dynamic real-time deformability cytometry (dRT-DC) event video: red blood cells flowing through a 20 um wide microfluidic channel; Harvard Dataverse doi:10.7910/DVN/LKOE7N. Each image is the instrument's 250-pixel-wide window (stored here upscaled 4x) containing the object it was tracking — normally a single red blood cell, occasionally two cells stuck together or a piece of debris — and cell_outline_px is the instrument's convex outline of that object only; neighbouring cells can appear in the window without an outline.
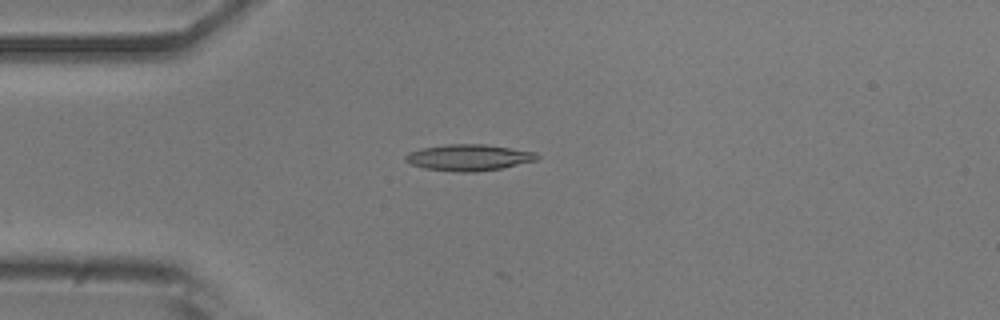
{"species": "common noctule bat (a hibernating species)", "species_latin": "Nyctalus noctula", "temperature_condition": "room temperature", "stored_images_in_passage": 7, "camera_frame_rate_fps": 3000, "um_per_image_px": 0.085, "animal": {"sex": "male", "body_mass_g": 20.5, "forearm_length_mm": 52.5}, "frame": {"image": 1, "passage_image": 1, "time_ms": 0.0, "image_size_px": [1000, 320], "cell_outline_px": [[540, 156], [536, 160], [500, 168], [476, 172], [456, 172], [424, 168], [412, 164], [404, 160], [404, 156], [408, 152], [420, 148], [448, 144], [484, 144], [536, 152]], "centroid_in_image_um": [39.8, 13.38], "position_along_channel_um": 45.2, "area_um2": 20.11}}
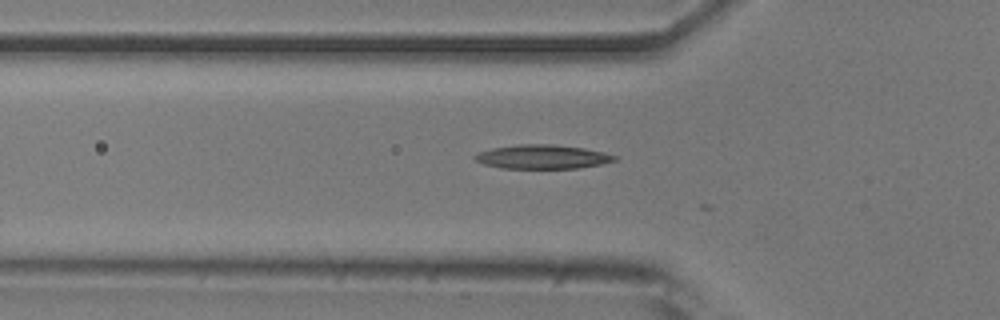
{"frame": {"image": 2, "passage_image": 5, "time_ms": 1.333, "image_size_px": [1000, 320], "cell_outline_px": [[616, 160], [600, 164], [576, 168], [504, 168], [484, 164], [476, 160], [472, 156], [480, 152], [492, 148], [520, 144], [552, 144], [584, 148], [604, 152], [616, 156]], "centroid_in_image_um": [46.1, 13.32], "position_along_channel_um": 79.7, "area_um2": 19.31}}